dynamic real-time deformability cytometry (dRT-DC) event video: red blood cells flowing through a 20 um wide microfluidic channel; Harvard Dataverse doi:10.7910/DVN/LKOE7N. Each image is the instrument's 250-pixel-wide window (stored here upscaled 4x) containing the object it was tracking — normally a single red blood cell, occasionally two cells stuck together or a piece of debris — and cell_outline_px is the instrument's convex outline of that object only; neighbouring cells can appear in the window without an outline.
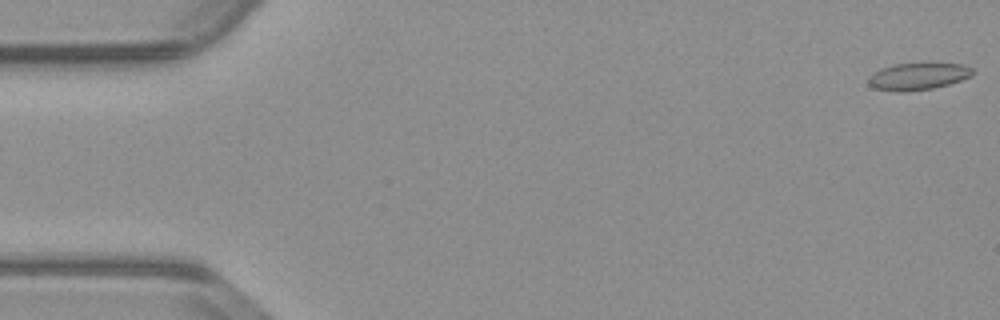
{"species": "common noctule bat (a hibernating species)", "species_latin": "Nyctalus noctula", "temperature_condition": "warm", "stored_images_in_passage": 54, "camera_frame_rate_fps": 3000, "um_per_image_px": 0.085, "animal": {"sex": "male", "body_mass_g": 23.1, "forearm_length_mm": 52.7}, "frame": {"image": 1, "passage_image": 1, "time_ms": 0.0, "image_size_px": [1000, 320], "cell_outline_px": [[976, 72], [972, 76], [948, 84], [932, 88], [908, 92], [892, 92], [872, 88], [868, 84], [868, 76], [880, 68], [892, 64], [964, 64], [972, 68]], "centroid_in_image_um": [77.99, 6.51], "position_along_channel_um": 7.0, "area_um2": 16.59}}
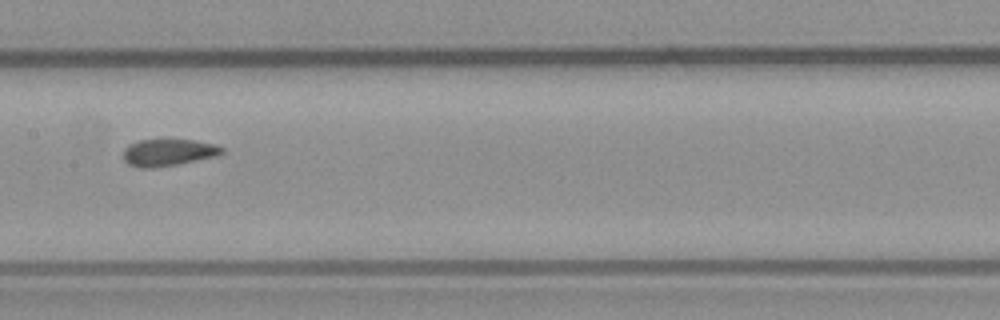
{"frame": {"image": 2, "passage_image": 27, "time_ms": 8.667, "image_size_px": [1000, 320], "cell_outline_px": [[224, 152], [216, 156], [176, 164], [152, 168], [144, 168], [128, 164], [124, 160], [124, 148], [128, 144], [140, 140], [160, 136], [192, 140], [212, 144], [224, 148]], "centroid_in_image_um": [14.26, 12.9], "position_along_channel_um": 193.1, "area_um2": 15.95}}
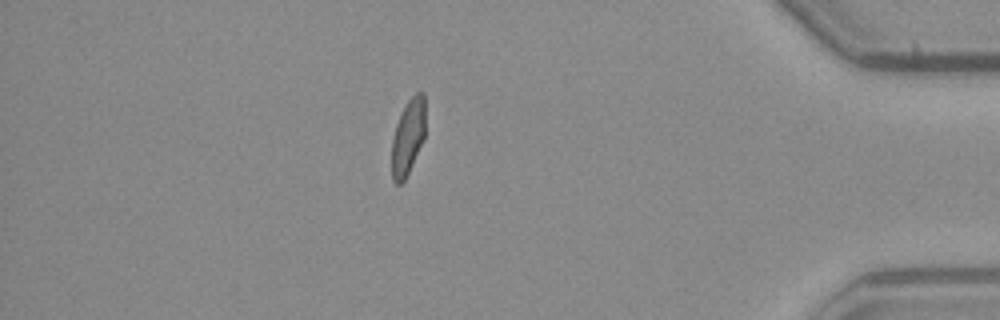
{"frame": {"image": 3, "passage_image": 47, "time_ms": 15.333, "image_size_px": [1000, 320], "cell_outline_px": [[424, 136], [408, 172], [404, 180], [400, 184], [396, 184], [392, 180], [392, 140], [396, 124], [408, 100], [416, 92], [424, 92]], "centroid_in_image_um": [34.66, 11.64], "position_along_channel_um": 400.5, "area_um2": 14.33}, "authors_computed_cell_mechanics": {"area_um2": 16.184, "velocity_mm_per_s": 3.808, "shape_relaxation_time_tau1_ms": null, "shape_relaxation_time_tau2_ms": 1.6792, "deformation_change_tau1": null, "deformation_change_tau2": 0.0616}}